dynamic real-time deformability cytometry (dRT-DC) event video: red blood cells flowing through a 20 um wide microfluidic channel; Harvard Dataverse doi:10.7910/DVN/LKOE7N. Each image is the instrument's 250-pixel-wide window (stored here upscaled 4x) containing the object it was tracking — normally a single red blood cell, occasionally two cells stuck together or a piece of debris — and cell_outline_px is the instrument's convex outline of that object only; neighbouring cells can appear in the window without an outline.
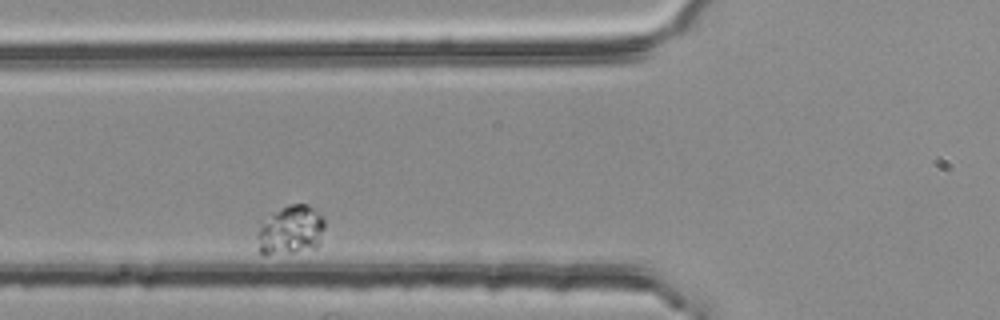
{"species": "common noctule bat (a hibernating species)", "species_latin": "Nyctalus noctula", "temperature_condition": "room temperature", "stored_images_in_passage": 3, "camera_frame_rate_fps": 3000, "um_per_image_px": 0.085, "animal": {"sex": "female", "body_mass_g": 25.1}, "frame": {"image": 1, "passage_image": 2, "time_ms": 0.333, "image_size_px": [1000, 320], "cell_outline_px": [[324, 228], [320, 244], [316, 248], [292, 252], [264, 256], [260, 252], [256, 236], [260, 228], [272, 212], [292, 204], [308, 204], [324, 216]], "centroid_in_image_um": [24.74, 19.57], "position_along_channel_um": 101.1, "area_um2": 19.36}}
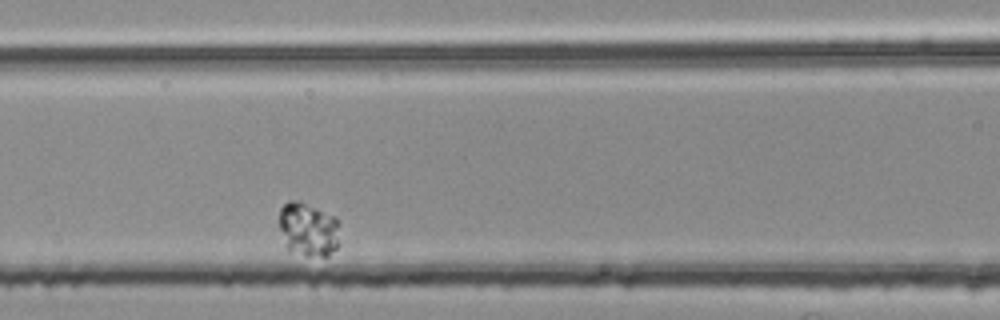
{"frame": {"image": 2, "passage_image": 3, "time_ms": 0.667, "image_size_px": [1000, 320], "cell_outline_px": [[336, 248], [328, 256], [308, 256], [288, 248], [280, 228], [280, 208], [288, 200], [292, 200], [304, 204], [336, 216]], "centroid_in_image_um": [26.18, 19.49], "position_along_channel_um": 140.4, "area_um2": 18.09}}